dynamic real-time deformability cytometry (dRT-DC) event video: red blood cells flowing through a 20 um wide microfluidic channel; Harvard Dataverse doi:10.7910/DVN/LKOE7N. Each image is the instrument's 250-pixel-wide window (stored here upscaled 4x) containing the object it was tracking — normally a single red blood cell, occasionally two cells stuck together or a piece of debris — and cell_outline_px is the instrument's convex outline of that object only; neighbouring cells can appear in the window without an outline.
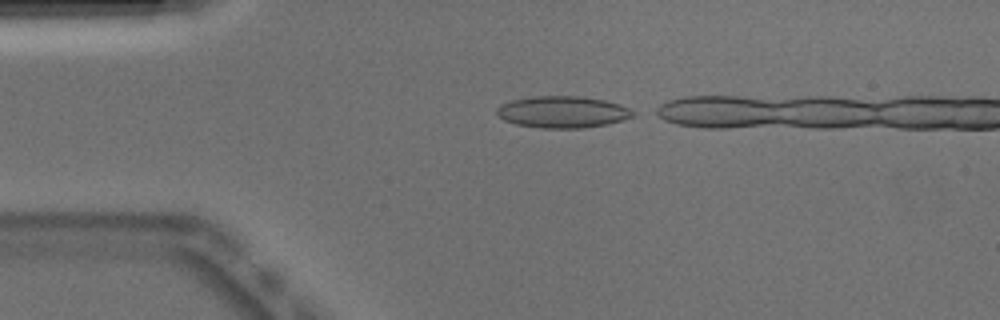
{"species": "Egyptian fruit bat (a non-hibernating species)", "species_latin": "Rousettus aegyptiacus", "temperature_condition": "warm", "stored_images_in_passage": 30, "camera_frame_rate_fps": 3000, "um_per_image_px": 0.085, "animal": {"sex": "male"}, "frame": {"image": 1, "passage_image": 1, "time_ms": 0.0, "image_size_px": [1000, 320], "cell_outline_px": [[636, 116], [624, 120], [608, 124], [584, 128], [540, 128], [516, 124], [504, 120], [496, 112], [496, 108], [500, 104], [512, 100], [532, 96], [584, 96], [604, 100], [620, 104], [636, 112]], "centroid_in_image_um": [47.85, 9.52], "position_along_channel_um": 37.1, "area_um2": 25.43}}